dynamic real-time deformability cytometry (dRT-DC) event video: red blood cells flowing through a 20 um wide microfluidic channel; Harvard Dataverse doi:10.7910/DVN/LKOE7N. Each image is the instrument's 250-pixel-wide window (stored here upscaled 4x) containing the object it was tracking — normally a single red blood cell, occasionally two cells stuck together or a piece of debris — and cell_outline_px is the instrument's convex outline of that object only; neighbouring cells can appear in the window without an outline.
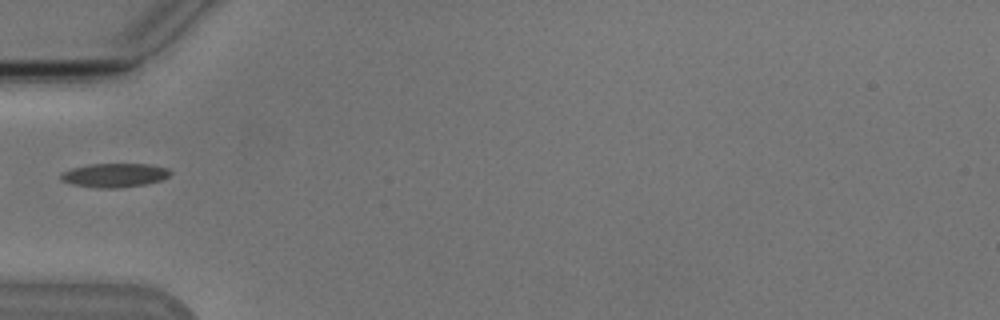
{"species": "Egyptian fruit bat (a non-hibernating species)", "species_latin": "Rousettus aegyptiacus", "temperature_condition": "cold", "stored_images_in_passage": 7, "segment_of_instrument_passage": [2, 2], "camera_frame_rate_fps": 3000, "um_per_image_px": 0.085, "animal": {"sex": "male"}, "frame": {"image": 1, "passage_image": 6, "time_ms": 6.0, "image_size_px": [1000, 320], "cell_outline_px": [[172, 172], [168, 176], [160, 180], [144, 184], [120, 188], [96, 188], [72, 184], [60, 180], [60, 172], [72, 168], [88, 164], [148, 164], [168, 168]], "centroid_in_image_um": [9.69, 14.89], "position_along_channel_um": 75.3, "area_um2": 15.32}}